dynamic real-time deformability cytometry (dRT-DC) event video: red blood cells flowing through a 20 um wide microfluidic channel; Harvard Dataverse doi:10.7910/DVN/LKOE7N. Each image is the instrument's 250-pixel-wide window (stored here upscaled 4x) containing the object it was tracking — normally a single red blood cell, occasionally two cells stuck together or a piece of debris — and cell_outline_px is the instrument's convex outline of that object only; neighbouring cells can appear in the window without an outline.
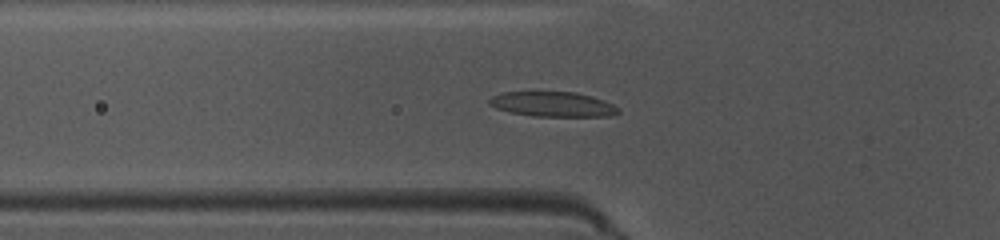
{"species": "common noctule bat (a hibernating species)", "species_latin": "Nyctalus noctula", "temperature_condition": "warm", "stored_images_in_passage": 49, "camera_frame_rate_fps": 3000, "um_per_image_px": 0.085, "animal": {"sex": "female", "body_mass_g": 10.0, "forearm_length_mm": 53.1}, "frame": {"image": 1, "passage_image": 17, "time_ms": 5.333, "image_size_px": [1000, 240], "cell_outline_px": [[620, 112], [612, 116], [532, 116], [512, 112], [496, 108], [488, 104], [488, 100], [492, 96], [500, 92], [576, 92], [592, 96], [604, 100], [620, 108]], "centroid_in_image_um": [47.0, 8.86], "position_along_channel_um": 78.8, "area_um2": 18.79}}
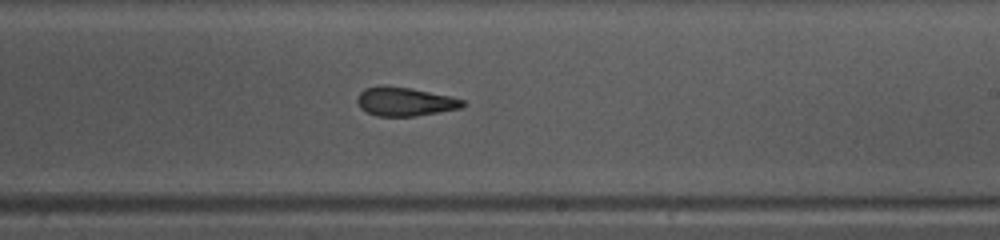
{"frame": {"image": 2, "passage_image": 30, "time_ms": 9.667, "image_size_px": [1000, 240], "cell_outline_px": [[468, 104], [460, 108], [416, 116], [376, 116], [360, 108], [356, 100], [360, 92], [364, 88], [380, 84], [384, 84], [408, 88], [452, 96], [464, 100]], "centroid_in_image_um": [34.4, 8.62], "position_along_channel_um": 254.6, "area_um2": 17.86}}
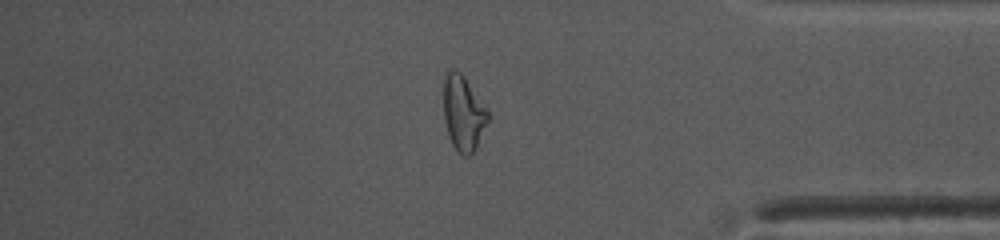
{"frame": {"image": 3, "passage_image": 42, "time_ms": 13.667, "image_size_px": [1000, 240], "cell_outline_px": [[488, 120], [476, 148], [468, 156], [464, 156], [452, 144], [448, 136], [444, 120], [444, 72], [448, 68], [452, 68], [460, 72], [464, 76], [488, 112]], "centroid_in_image_um": [39.34, 9.58], "position_along_channel_um": 395.9, "area_um2": 19.19}, "authors_computed_cell_mechanics": {"area_um2": 18.1492, "velocity_mm_per_s": 4.0223, "shape_relaxation_time_tau1_ms": 10.915, "shape_relaxation_time_tau2_ms": 2.877, "deformation_change_tau1": 0.309, "deformation_change_tau2": 0.125}}